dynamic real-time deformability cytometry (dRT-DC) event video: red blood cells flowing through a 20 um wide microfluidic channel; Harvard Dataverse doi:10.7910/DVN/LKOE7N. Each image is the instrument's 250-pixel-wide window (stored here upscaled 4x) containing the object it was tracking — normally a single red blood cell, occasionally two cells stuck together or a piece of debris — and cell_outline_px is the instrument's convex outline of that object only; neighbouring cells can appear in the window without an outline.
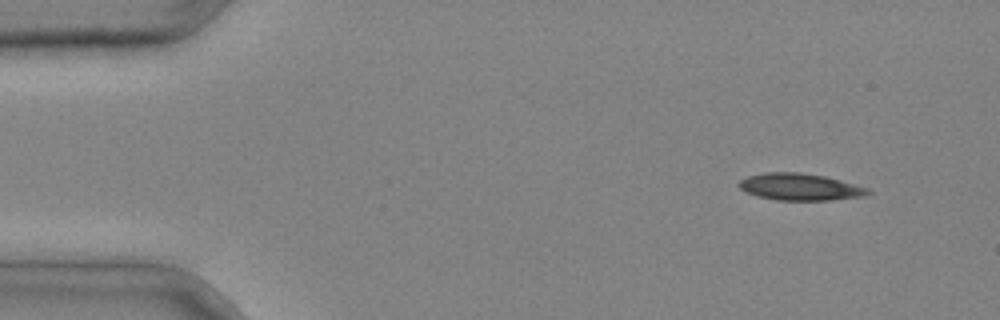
{"species": "common noctule bat (a hibernating species)", "species_latin": "Nyctalus noctula", "temperature_condition": "cold", "stored_images_in_passage": 3, "camera_frame_rate_fps": 3000, "um_per_image_px": 0.085, "animal": {"sex": "male", "body_mass_g": 20.4}, "frame": {"image": 1, "passage_image": 1, "time_ms": 0.0, "image_size_px": [1000, 320], "cell_outline_px": [[872, 192], [864, 196], [832, 200], [776, 200], [756, 196], [744, 192], [736, 184], [740, 180], [748, 176], [764, 172], [800, 172], [824, 176], [840, 180], [868, 188]], "centroid_in_image_um": [67.96, 15.89], "position_along_channel_um": 17.0, "area_um2": 20.35}}
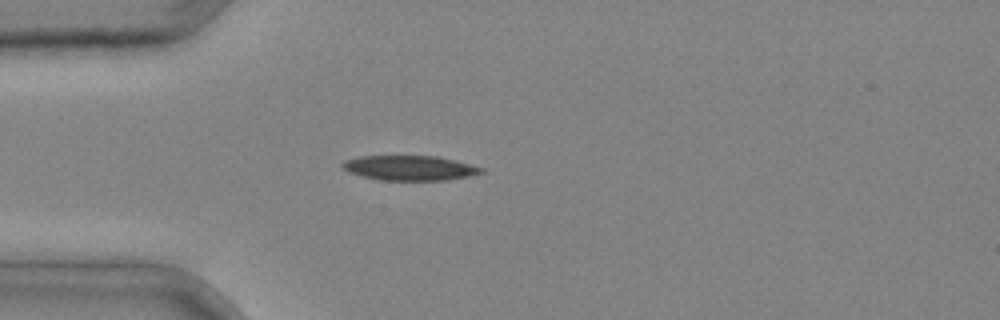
{"frame": {"image": 2, "passage_image": 3, "time_ms": 0.667, "image_size_px": [1000, 320], "cell_outline_px": [[484, 172], [468, 176], [448, 180], [380, 180], [348, 172], [340, 168], [340, 164], [344, 160], [360, 156], [436, 156], [484, 168]], "centroid_in_image_um": [34.76, 14.27], "position_along_channel_um": 50.2, "area_um2": 20.0}}